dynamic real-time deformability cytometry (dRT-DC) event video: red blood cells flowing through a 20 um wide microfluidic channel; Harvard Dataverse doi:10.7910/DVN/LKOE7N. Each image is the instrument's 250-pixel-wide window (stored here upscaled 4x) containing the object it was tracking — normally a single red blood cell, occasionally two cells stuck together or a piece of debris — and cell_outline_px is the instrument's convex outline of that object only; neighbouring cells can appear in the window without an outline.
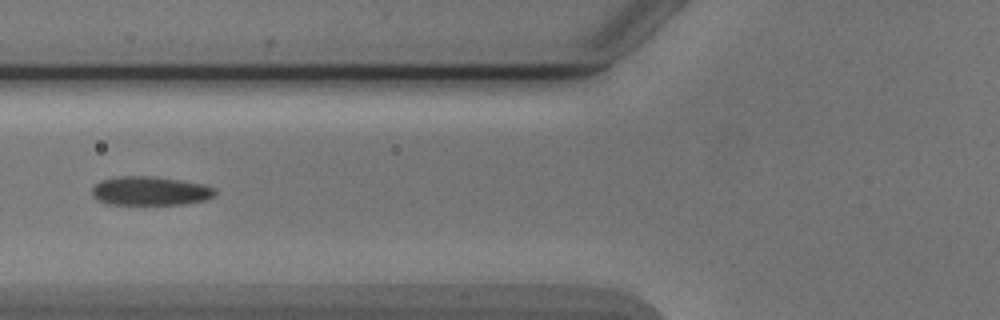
{"species": "Egyptian fruit bat (a non-hibernating species)", "species_latin": "Rousettus aegyptiacus", "temperature_condition": "cold", "stored_images_in_passage": 7, "camera_frame_rate_fps": 3000, "um_per_image_px": 0.085, "animal": {"sex": "male"}, "frame": {"image": 1, "passage_image": 6, "time_ms": 6.0, "image_size_px": [1000, 320], "cell_outline_px": [[216, 196], [204, 200], [184, 204], [108, 204], [96, 200], [92, 196], [92, 188], [100, 180], [116, 176], [156, 176], [204, 184], [216, 188]], "centroid_in_image_um": [12.77, 16.22], "position_along_channel_um": 113.0, "area_um2": 20.98}}
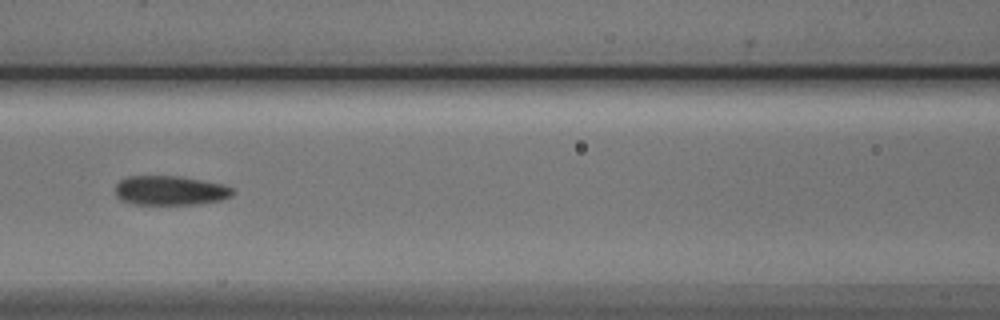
{"frame": {"image": 2, "passage_image": 7, "time_ms": 7.0, "image_size_px": [1000, 320], "cell_outline_px": [[236, 192], [232, 196], [220, 200], [200, 204], [132, 204], [120, 200], [116, 196], [116, 184], [120, 180], [128, 176], [180, 176], [224, 184], [232, 188]], "centroid_in_image_um": [14.48, 16.19], "position_along_channel_um": 152.1, "area_um2": 20.29}}